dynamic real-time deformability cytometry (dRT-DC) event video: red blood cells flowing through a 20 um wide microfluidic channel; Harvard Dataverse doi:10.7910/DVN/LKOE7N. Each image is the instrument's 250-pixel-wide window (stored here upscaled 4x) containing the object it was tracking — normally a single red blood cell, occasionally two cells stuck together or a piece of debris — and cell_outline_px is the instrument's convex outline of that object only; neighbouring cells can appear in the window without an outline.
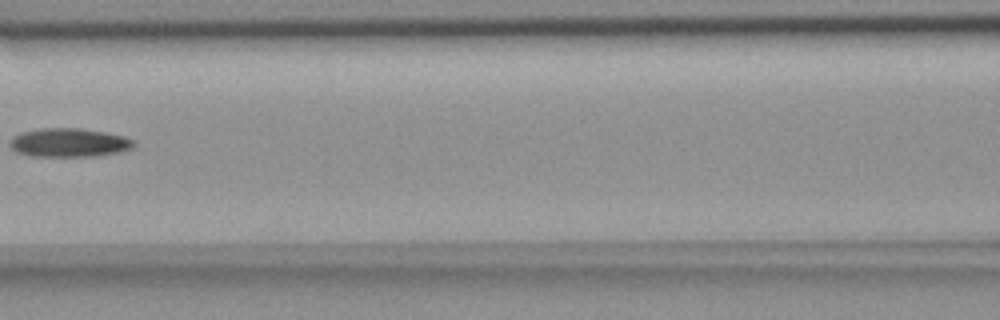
{"species": "common noctule bat (a hibernating species)", "species_latin": "Nyctalus noctula", "temperature_condition": "room temperature", "stored_images_in_passage": 4, "camera_frame_rate_fps": 3000, "um_per_image_px": 0.085, "animal": {"sex": "female", "body_mass_g": 18.4}, "frame": {"image": 1, "passage_image": 4, "time_ms": 3.667, "image_size_px": [1000, 320], "cell_outline_px": [[132, 148], [116, 152], [96, 156], [32, 156], [16, 152], [12, 148], [12, 136], [24, 132], [40, 128], [80, 128], [104, 132], [124, 136], [132, 140]], "centroid_in_image_um": [5.85, 12.12], "position_along_channel_um": 160.8, "area_um2": 20.35}}